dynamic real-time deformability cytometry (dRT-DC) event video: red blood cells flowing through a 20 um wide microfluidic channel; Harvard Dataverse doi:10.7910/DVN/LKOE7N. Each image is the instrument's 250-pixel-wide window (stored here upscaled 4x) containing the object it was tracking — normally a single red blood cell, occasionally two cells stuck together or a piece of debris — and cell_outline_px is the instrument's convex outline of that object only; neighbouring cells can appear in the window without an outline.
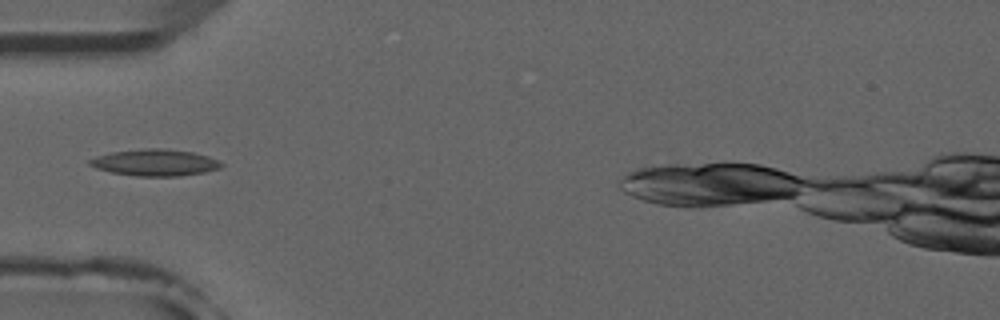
{"species": "common noctule bat (a hibernating species)", "species_latin": "Nyctalus noctula", "temperature_condition": "room temperature", "stored_images_in_passage": 4, "camera_frame_rate_fps": 3000, "um_per_image_px": 0.085, "animal": {"sex": "male", "forearm_length_mm": 52.5}, "frame": {"image": 1, "passage_image": 4, "time_ms": 3.333, "image_size_px": [1000, 320], "cell_outline_px": [[224, 164], [220, 168], [204, 172], [180, 176], [136, 176], [112, 172], [96, 168], [88, 164], [88, 160], [96, 156], [112, 152], [144, 148], [164, 148], [192, 152], [208, 156], [220, 160]], "centroid_in_image_um": [13.19, 13.81], "position_along_channel_um": 71.8, "area_um2": 20.46}}